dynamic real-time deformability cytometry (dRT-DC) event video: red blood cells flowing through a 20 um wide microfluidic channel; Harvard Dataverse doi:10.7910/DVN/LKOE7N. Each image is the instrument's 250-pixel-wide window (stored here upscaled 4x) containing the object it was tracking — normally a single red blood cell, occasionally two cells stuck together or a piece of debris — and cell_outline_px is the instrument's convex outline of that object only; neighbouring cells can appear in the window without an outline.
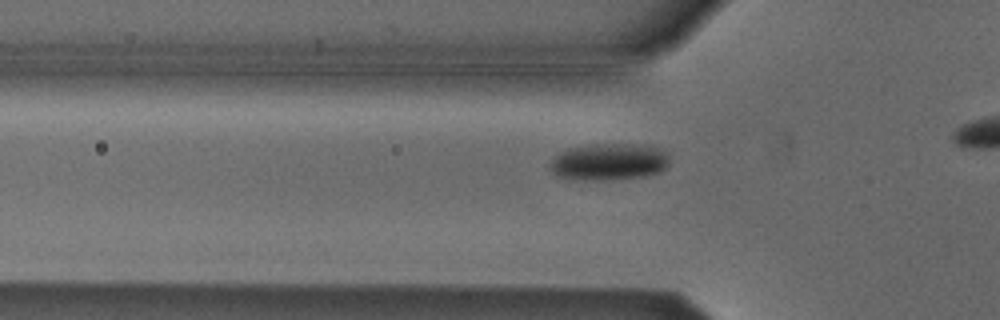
{"species": "Egyptian fruit bat (a non-hibernating species)", "species_latin": "Rousettus aegyptiacus", "temperature_condition": "cold", "stored_images_in_passage": 31, "camera_frame_rate_fps": 3000, "um_per_image_px": 0.085, "animal": {"sex": "male"}, "frame": {"image": 1, "passage_image": 12, "time_ms": 3.667, "image_size_px": [1000, 320], "cell_outline_px": [[668, 164], [660, 172], [644, 176], [608, 180], [584, 180], [556, 176], [548, 168], [548, 164], [560, 152], [572, 148], [588, 144], [652, 144], [664, 152], [668, 156]], "centroid_in_image_um": [51.75, 13.75], "position_along_channel_um": 74.0, "area_um2": 25.84}}
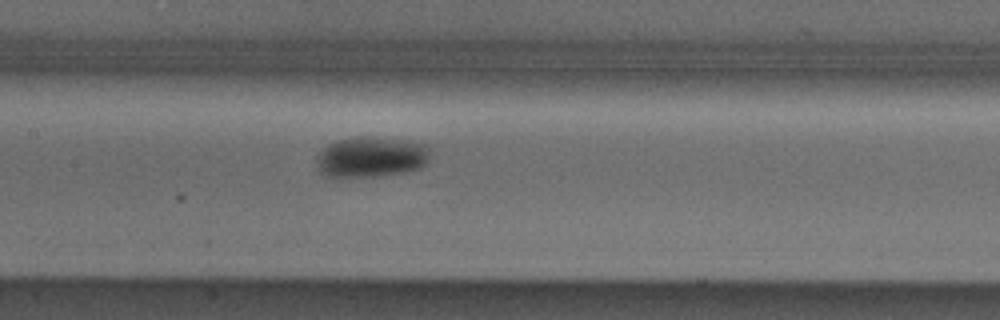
{"frame": {"image": 2, "passage_image": 20, "time_ms": 6.333, "image_size_px": [1000, 320], "cell_outline_px": [[432, 148], [428, 160], [420, 168], [404, 172], [380, 176], [324, 176], [320, 172], [316, 164], [316, 156], [328, 144], [336, 140], [360, 136], [368, 136], [408, 140], [428, 144]], "centroid_in_image_um": [31.58, 13.32], "position_along_channel_um": 175.8, "area_um2": 27.22}}
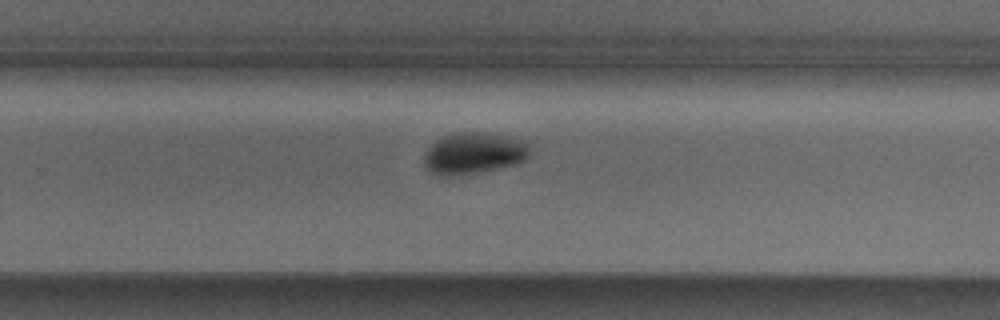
{"frame": {"image": 3, "passage_image": 29, "time_ms": 9.333, "image_size_px": [1000, 320], "cell_outline_px": [[528, 156], [520, 164], [460, 176], [440, 176], [432, 172], [424, 164], [424, 156], [428, 148], [436, 140], [444, 136], [456, 132], [488, 132], [528, 140]], "centroid_in_image_um": [40.31, 13.03], "position_along_channel_um": 289.5, "area_um2": 26.01}}